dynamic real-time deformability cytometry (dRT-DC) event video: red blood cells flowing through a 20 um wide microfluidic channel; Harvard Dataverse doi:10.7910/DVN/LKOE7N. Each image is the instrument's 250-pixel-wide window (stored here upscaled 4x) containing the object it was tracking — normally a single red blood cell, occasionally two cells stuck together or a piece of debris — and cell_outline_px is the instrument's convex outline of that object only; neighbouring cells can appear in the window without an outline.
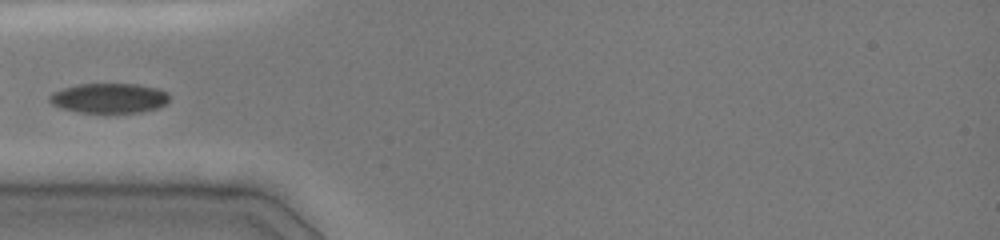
{"species": "common noctule bat (a hibernating species)", "species_latin": "Nyctalus noctula", "temperature_condition": "cold", "stored_images_in_passage": 32, "camera_frame_rate_fps": 3000, "um_per_image_px": 0.085, "animal": {"sex": "female", "body_mass_g": 19.0, "forearm_length_mm": 51.5}, "frame": {"image": 1, "passage_image": 1, "time_ms": 0.0, "image_size_px": [1000, 240], "cell_outline_px": [[168, 100], [164, 104], [156, 108], [140, 112], [80, 112], [60, 108], [52, 104], [48, 100], [48, 96], [52, 92], [76, 84], [136, 84], [160, 88], [168, 92]], "centroid_in_image_um": [9.25, 8.33], "position_along_channel_um": 75.7, "area_um2": 20.81}}
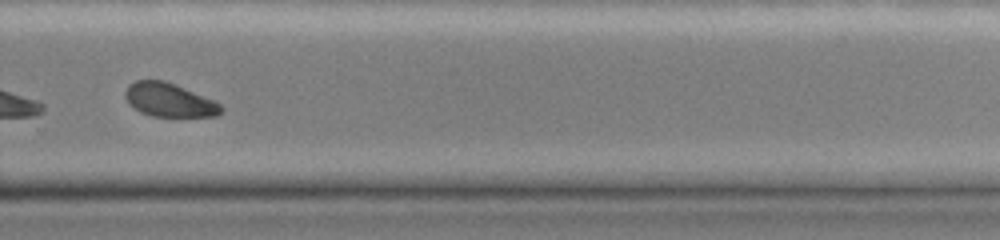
{"frame": {"image": 2, "passage_image": 19, "time_ms": 6.0, "image_size_px": [1000, 240], "cell_outline_px": [[224, 112], [216, 116], [152, 116], [140, 112], [128, 104], [124, 96], [124, 92], [128, 84], [136, 80], [164, 80], [216, 100], [224, 108]], "centroid_in_image_um": [14.39, 8.49], "position_along_channel_um": 315.4, "area_um2": 19.07}}